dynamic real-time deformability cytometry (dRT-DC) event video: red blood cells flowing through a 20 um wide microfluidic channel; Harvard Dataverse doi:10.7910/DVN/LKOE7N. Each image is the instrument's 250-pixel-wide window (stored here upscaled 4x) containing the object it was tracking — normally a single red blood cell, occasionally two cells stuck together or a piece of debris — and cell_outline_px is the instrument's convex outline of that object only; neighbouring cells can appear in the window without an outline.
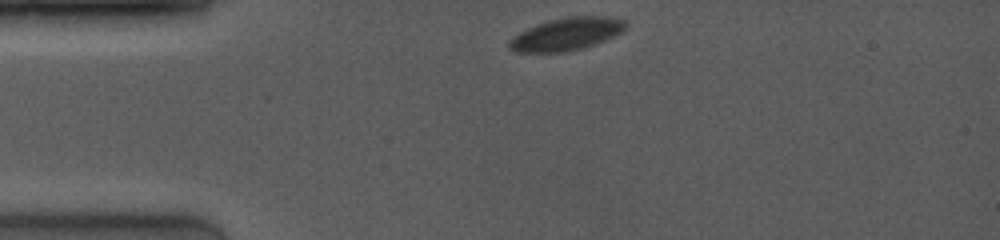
{"species": "common noctule bat (a hibernating species)", "species_latin": "Nyctalus noctula", "temperature_condition": "room temperature", "stored_images_in_passage": 59, "camera_frame_rate_fps": 4000, "um_per_image_px": 0.085, "animal": {"sex": "female", "body_mass_g": 19.0, "forearm_length_mm": 53.3}, "frame": {"image": 1, "passage_image": 1, "time_ms": 0.0, "image_size_px": [1000, 240], "cell_outline_px": [[628, 24], [620, 32], [604, 40], [580, 48], [564, 52], [516, 52], [508, 48], [508, 40], [520, 32], [536, 24], [548, 20], [568, 16], [604, 16], [624, 20]], "centroid_in_image_um": [48.1, 2.89], "position_along_channel_um": 36.9, "area_um2": 21.85}}
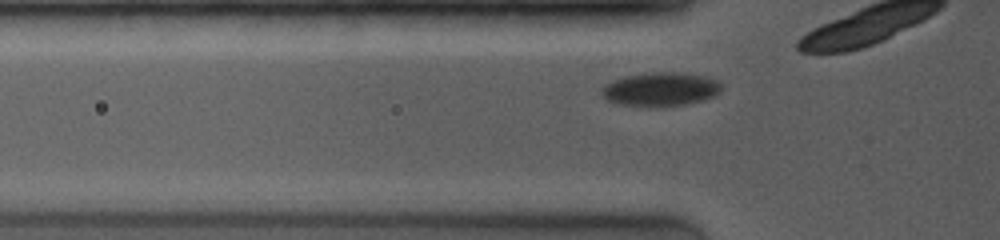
{"frame": {"image": 2, "passage_image": 14, "time_ms": 1.75, "image_size_px": [1000, 240], "cell_outline_px": [[720, 92], [716, 96], [704, 100], [684, 104], [620, 104], [608, 100], [600, 92], [604, 84], [620, 76], [652, 72], [680, 72], [700, 76], [716, 80], [720, 84]], "centroid_in_image_um": [56.12, 7.54], "position_along_channel_um": 69.7, "area_um2": 22.89}}
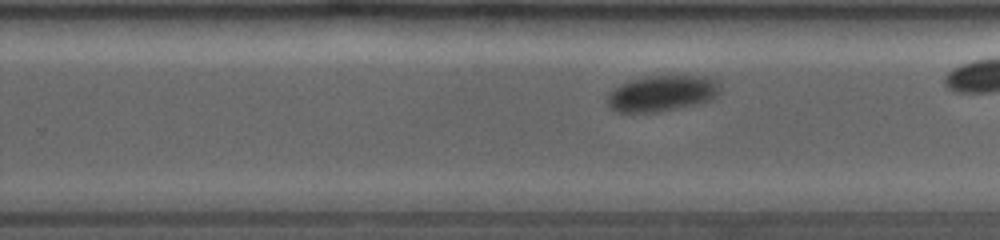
{"frame": {"image": 3, "passage_image": 34, "time_ms": 7.0, "image_size_px": [1000, 240], "cell_outline_px": [[720, 88], [716, 96], [712, 100], [696, 104], [656, 112], [616, 112], [608, 108], [608, 92], [620, 84], [644, 76], [704, 76], [716, 80], [720, 84]], "centroid_in_image_um": [56.25, 7.94], "position_along_channel_um": 273.6, "area_um2": 23.64}}